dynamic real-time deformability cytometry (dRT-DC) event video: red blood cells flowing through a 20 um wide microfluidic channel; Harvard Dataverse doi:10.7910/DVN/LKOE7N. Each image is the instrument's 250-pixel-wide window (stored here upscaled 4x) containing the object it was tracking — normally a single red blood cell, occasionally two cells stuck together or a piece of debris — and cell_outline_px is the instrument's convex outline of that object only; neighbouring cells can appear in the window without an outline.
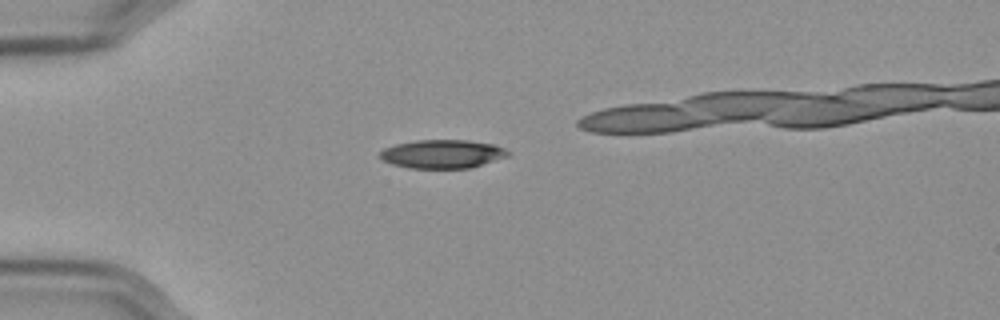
{"species": "Egyptian fruit bat (a non-hibernating species)", "species_latin": "Rousettus aegyptiacus", "temperature_condition": "cold", "stored_images_in_passage": 32, "camera_frame_rate_fps": 3000, "um_per_image_px": 0.085, "frame": {"image": 1, "passage_image": 1, "time_ms": 0.0, "image_size_px": [1000, 320], "cell_outline_px": [[512, 152], [508, 156], [468, 168], [408, 168], [392, 164], [384, 160], [380, 156], [380, 152], [384, 148], [396, 144], [416, 140], [468, 140], [492, 144], [504, 148]], "centroid_in_image_um": [37.6, 13.08], "position_along_channel_um": 47.4, "area_um2": 21.15}}
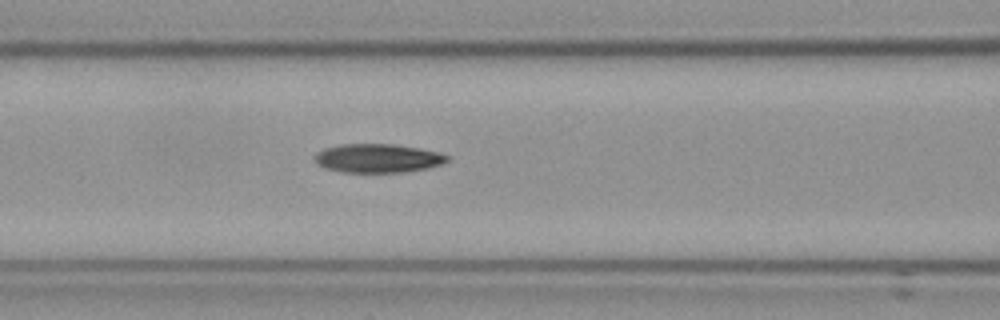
{"frame": {"image": 2, "passage_image": 10, "time_ms": 3.0, "image_size_px": [1000, 320], "cell_outline_px": [[452, 156], [448, 160], [440, 164], [428, 168], [404, 172], [340, 172], [324, 168], [316, 164], [312, 160], [316, 152], [324, 148], [340, 144], [392, 144], [420, 148], [440, 152]], "centroid_in_image_um": [32.08, 13.45], "position_along_channel_um": 134.5, "area_um2": 22.54}}
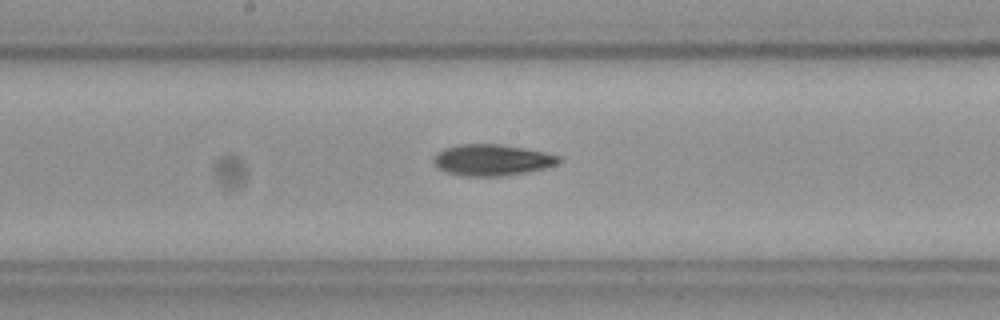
{"frame": {"image": 3, "passage_image": 16, "time_ms": 5.0, "image_size_px": [1000, 320], "cell_outline_px": [[560, 160], [556, 164], [544, 168], [528, 172], [508, 176], [460, 176], [444, 172], [436, 168], [432, 160], [436, 152], [444, 148], [460, 144], [500, 144], [544, 152], [560, 156]], "centroid_in_image_um": [41.75, 13.61], "position_along_channel_um": 206.5, "area_um2": 23.06}}